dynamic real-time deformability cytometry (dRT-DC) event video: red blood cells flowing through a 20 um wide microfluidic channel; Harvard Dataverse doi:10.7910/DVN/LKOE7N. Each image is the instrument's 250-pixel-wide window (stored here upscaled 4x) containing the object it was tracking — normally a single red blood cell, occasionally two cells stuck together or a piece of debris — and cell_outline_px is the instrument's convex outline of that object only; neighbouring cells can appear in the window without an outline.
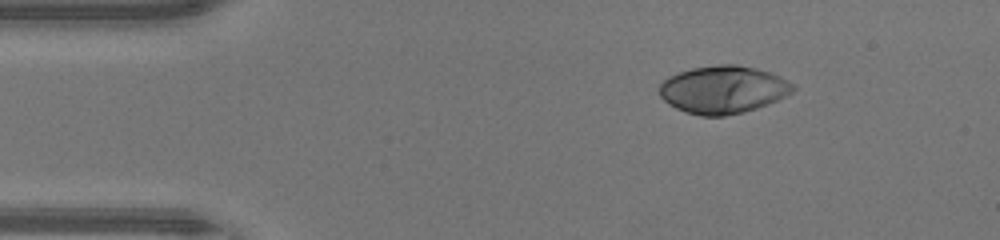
{"species": "human", "species_latin": "Homo sapiens", "temperature_condition": "warm", "stored_images_in_passage": 41, "camera_frame_rate_fps": 3000, "um_per_image_px": 0.085, "donor": {"sex": "male"}, "frame": {"image": 1, "passage_image": 1, "time_ms": 0.0, "image_size_px": [1000, 240], "cell_outline_px": [[796, 88], [792, 92], [768, 104], [744, 112], [724, 116], [700, 116], [684, 112], [668, 104], [660, 96], [660, 84], [668, 76], [692, 68], [720, 64], [736, 64], [756, 68], [780, 76], [796, 84]], "centroid_in_image_um": [61.47, 7.62], "position_along_channel_um": 23.5, "area_um2": 37.22}}
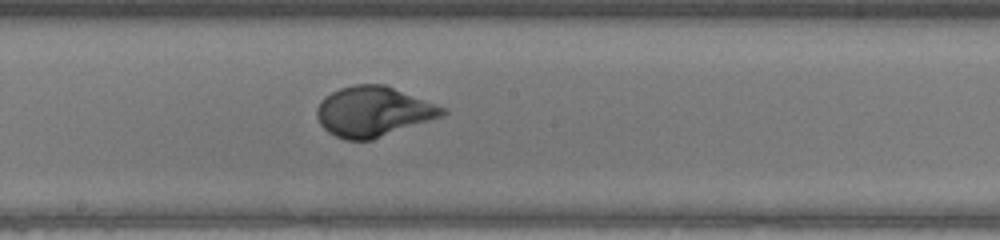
{"frame": {"image": 2, "passage_image": 19, "time_ms": 6.0, "image_size_px": [1000, 240], "cell_outline_px": [[448, 112], [444, 116], [372, 140], [344, 140], [328, 132], [320, 124], [316, 116], [316, 108], [320, 100], [324, 96], [340, 88], [356, 84], [384, 84], [444, 108]], "centroid_in_image_um": [31.69, 9.49], "position_along_channel_um": 216.5, "area_um2": 36.59}}
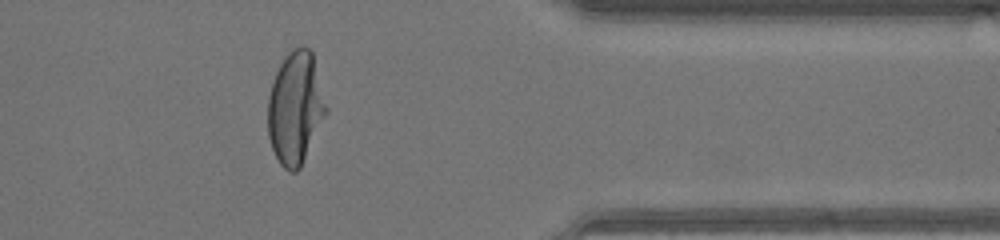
{"frame": {"image": 3, "passage_image": 32, "time_ms": 10.333, "image_size_px": [1000, 240], "cell_outline_px": [[328, 112], [300, 168], [296, 172], [288, 172], [280, 164], [272, 148], [268, 136], [268, 96], [276, 72], [284, 56], [292, 48], [304, 44], [312, 52], [328, 108]], "centroid_in_image_um": [25.12, 9.17], "position_along_channel_um": 386.3, "area_um2": 38.44}, "authors_computed_cell_mechanics": {"area_um2": 36.4718, "velocity_mm_per_s": 4.3837, "shape_relaxation_time_tau1_ms": 3.0857, "shape_relaxation_time_tau2_ms": null, "deformation_change_tau1": 0.2079, "deformation_change_tau2": null}}